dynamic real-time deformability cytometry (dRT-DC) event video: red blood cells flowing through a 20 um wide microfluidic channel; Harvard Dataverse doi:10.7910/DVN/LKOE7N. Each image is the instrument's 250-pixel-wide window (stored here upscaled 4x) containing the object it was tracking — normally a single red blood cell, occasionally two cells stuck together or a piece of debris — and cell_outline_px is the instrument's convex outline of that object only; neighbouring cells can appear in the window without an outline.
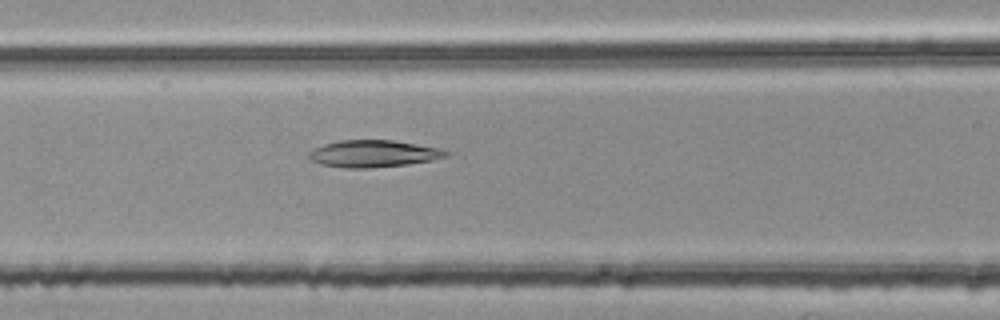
{"species": "common noctule bat (a hibernating species)", "species_latin": "Nyctalus noctula", "temperature_condition": "room temperature", "stored_images_in_passage": 39, "camera_frame_rate_fps": 3000, "um_per_image_px": 0.085, "animal": {"sex": "female", "body_mass_g": 25.1}, "frame": {"image": 1, "passage_image": 9, "time_ms": 2.667, "image_size_px": [1000, 320], "cell_outline_px": [[452, 152], [448, 156], [432, 160], [408, 164], [372, 168], [344, 168], [320, 164], [312, 160], [308, 156], [308, 152], [324, 144], [340, 140], [392, 140], [440, 148]], "centroid_in_image_um": [31.77, 13.06], "position_along_channel_um": 134.8, "area_um2": 21.62}}
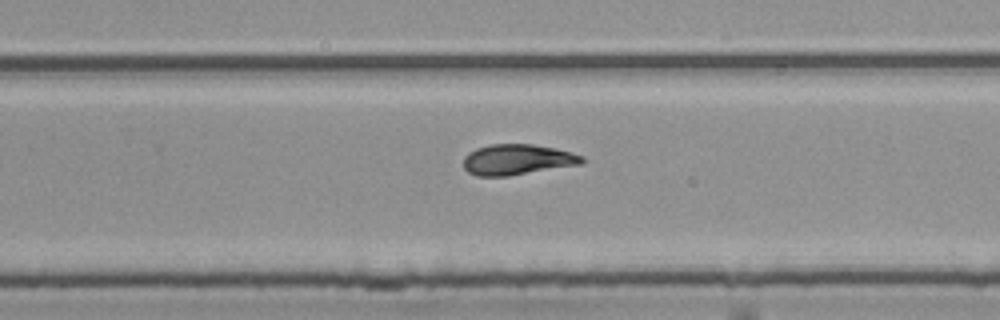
{"frame": {"image": 2, "passage_image": 21, "time_ms": 6.667, "image_size_px": [1000, 320], "cell_outline_px": [[584, 160], [580, 164], [508, 176], [476, 176], [468, 172], [464, 168], [464, 156], [468, 152], [476, 148], [488, 144], [532, 144], [556, 148], [584, 156]], "centroid_in_image_um": [43.93, 13.56], "position_along_channel_um": 285.9, "area_um2": 21.15}}
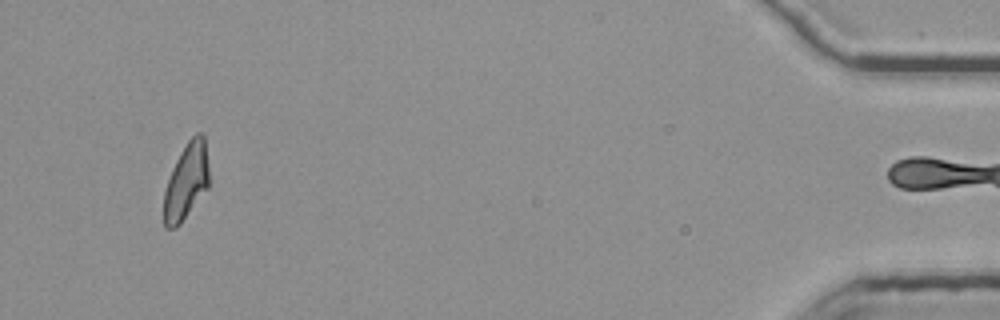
{"frame": {"image": 3, "passage_image": 38, "time_ms": 12.333, "image_size_px": [1000, 320], "cell_outline_px": [[208, 188], [180, 224], [176, 228], [164, 228], [164, 192], [172, 168], [180, 152], [188, 140], [196, 132], [204, 132], [208, 164]], "centroid_in_image_um": [15.84, 15.4], "position_along_channel_um": 419.4, "area_um2": 20.11}, "authors_computed_cell_mechanics": {"area_um2": 20.9814, "velocity_mm_per_s": 3.7858, "shape_relaxation_time_tau1_ms": null, "shape_relaxation_time_tau2_ms": 1.803, "deformation_change_tau1": null, "deformation_change_tau2": 0.0863}}